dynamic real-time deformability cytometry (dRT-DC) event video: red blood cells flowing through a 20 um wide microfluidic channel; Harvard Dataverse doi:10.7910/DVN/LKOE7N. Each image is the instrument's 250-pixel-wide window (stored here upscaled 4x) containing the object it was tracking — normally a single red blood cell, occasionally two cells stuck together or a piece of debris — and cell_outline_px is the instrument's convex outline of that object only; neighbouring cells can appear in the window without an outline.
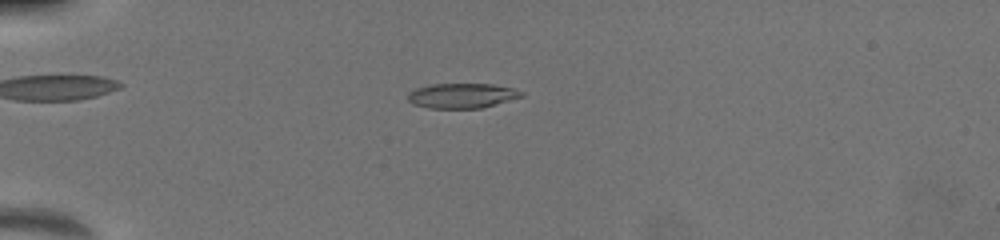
{"species": "common noctule bat (a hibernating species)", "species_latin": "Nyctalus noctula", "temperature_condition": "warm", "stored_images_in_passage": 40, "camera_frame_rate_fps": 3000, "um_per_image_px": 0.085, "animal": {"sex": "female", "body_mass_g": 19.5, "forearm_length_mm": 54.1}, "frame": {"image": 1, "passage_image": 5, "time_ms": 1.667, "image_size_px": [1000, 240], "cell_outline_px": [[524, 96], [480, 108], [428, 108], [416, 104], [408, 100], [408, 92], [416, 88], [432, 84], [488, 84], [512, 88], [524, 92]], "centroid_in_image_um": [39.26, 8.13], "position_along_channel_um": 45.7, "area_um2": 16.24}}
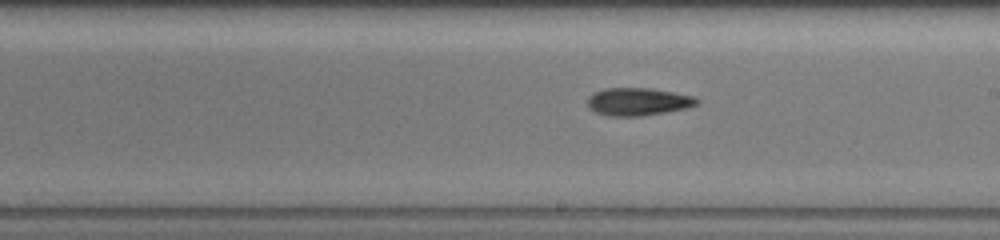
{"frame": {"image": 2, "passage_image": 21, "time_ms": 7.333, "image_size_px": [1000, 240], "cell_outline_px": [[700, 100], [696, 104], [684, 108], [664, 112], [640, 116], [608, 116], [596, 112], [588, 108], [588, 96], [604, 88], [648, 88], [672, 92], [692, 96]], "centroid_in_image_um": [54.18, 8.64], "position_along_channel_um": 234.8, "area_um2": 17.4}}
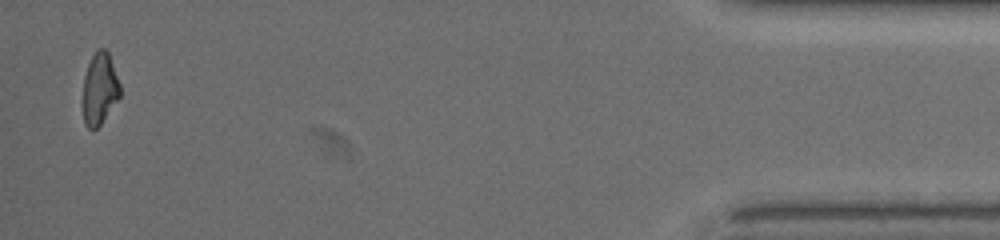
{"frame": {"image": 3, "passage_image": 39, "time_ms": 14.0, "image_size_px": [1000, 240], "cell_outline_px": [[120, 96], [100, 124], [96, 128], [88, 128], [84, 124], [84, 76], [88, 64], [96, 48], [104, 48], [108, 52], [120, 84]], "centroid_in_image_um": [8.48, 7.5], "position_along_channel_um": 426.7, "area_um2": 15.2}, "authors_computed_cell_mechanics": {"area_um2": 16.7042, "velocity_mm_per_s": 4.0042, "shape_relaxation_time_tau1_ms": 11.255, "shape_relaxation_time_tau2_ms": 3.9324, "deformation_change_tau1": 0.2747, "deformation_change_tau2": 0.1198}}